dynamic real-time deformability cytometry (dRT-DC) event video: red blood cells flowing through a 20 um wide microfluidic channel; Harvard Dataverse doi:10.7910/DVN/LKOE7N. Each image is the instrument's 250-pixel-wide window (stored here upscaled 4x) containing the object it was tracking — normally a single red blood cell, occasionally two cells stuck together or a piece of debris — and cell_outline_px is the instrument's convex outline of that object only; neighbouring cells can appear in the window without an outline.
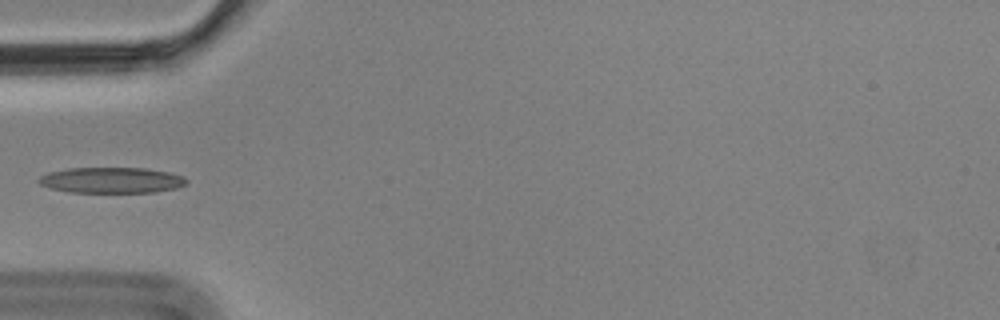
{"species": "Egyptian fruit bat (a non-hibernating species)", "species_latin": "Rousettus aegyptiacus", "temperature_condition": "cold", "stored_images_in_passage": 6, "camera_frame_rate_fps": 3000, "um_per_image_px": 0.085, "animal": {"sex": "male"}, "frame": {"image": 1, "passage_image": 4, "time_ms": 1.0, "image_size_px": [1000, 320], "cell_outline_px": [[188, 184], [176, 188], [156, 192], [72, 192], [48, 188], [40, 184], [36, 180], [40, 176], [48, 172], [68, 168], [144, 168], [168, 172], [184, 176], [188, 180]], "centroid_in_image_um": [9.48, 15.31], "position_along_channel_um": 75.5, "area_um2": 22.31}}
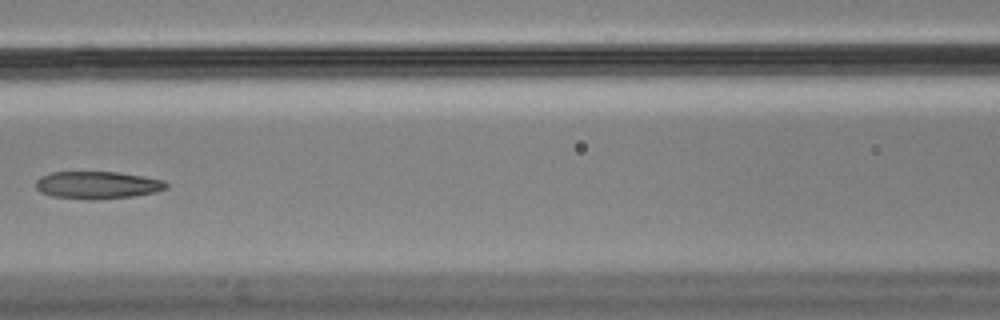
{"frame": {"image": 2, "passage_image": 6, "time_ms": 1.667, "image_size_px": [1000, 320], "cell_outline_px": [[168, 188], [156, 192], [132, 196], [96, 200], [88, 200], [52, 196], [40, 192], [36, 188], [36, 180], [40, 176], [52, 172], [116, 172], [144, 176], [164, 180], [168, 184]], "centroid_in_image_um": [8.28, 15.73], "position_along_channel_um": 158.3, "area_um2": 21.04}}